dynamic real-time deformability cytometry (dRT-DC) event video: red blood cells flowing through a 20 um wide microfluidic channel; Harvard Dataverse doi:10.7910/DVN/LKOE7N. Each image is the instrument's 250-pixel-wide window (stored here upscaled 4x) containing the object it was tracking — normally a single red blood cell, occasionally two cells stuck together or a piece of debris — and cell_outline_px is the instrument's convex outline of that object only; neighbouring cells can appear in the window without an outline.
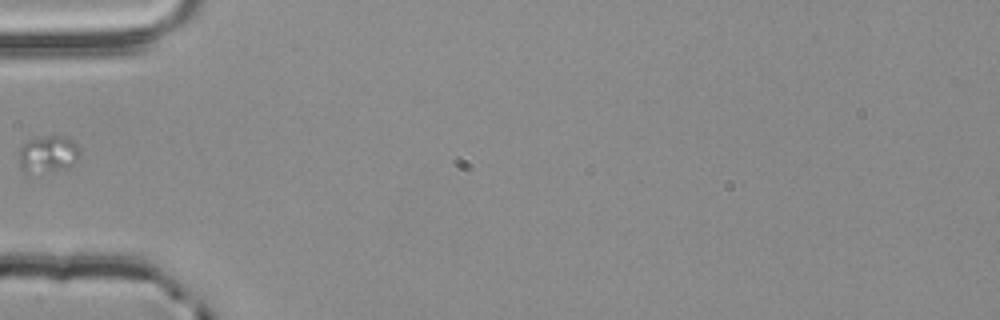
{"species": "common noctule bat (a hibernating species)", "species_latin": "Nyctalus noctula", "temperature_condition": "room temperature", "stored_images_in_passage": 4, "camera_frame_rate_fps": 3000, "um_per_image_px": 0.085, "animal": {"sex": "male", "body_mass_g": 20.4}, "frame": {"image": 1, "passage_image": 4, "time_ms": 1.0, "image_size_px": [1000, 320], "cell_outline_px": [[80, 156], [68, 168], [24, 176], [20, 168], [20, 148], [28, 140], [44, 136], [64, 136], [72, 140], [80, 148]], "centroid_in_image_um": [4.06, 13.14], "position_along_channel_um": 80.9, "area_um2": 13.47}}